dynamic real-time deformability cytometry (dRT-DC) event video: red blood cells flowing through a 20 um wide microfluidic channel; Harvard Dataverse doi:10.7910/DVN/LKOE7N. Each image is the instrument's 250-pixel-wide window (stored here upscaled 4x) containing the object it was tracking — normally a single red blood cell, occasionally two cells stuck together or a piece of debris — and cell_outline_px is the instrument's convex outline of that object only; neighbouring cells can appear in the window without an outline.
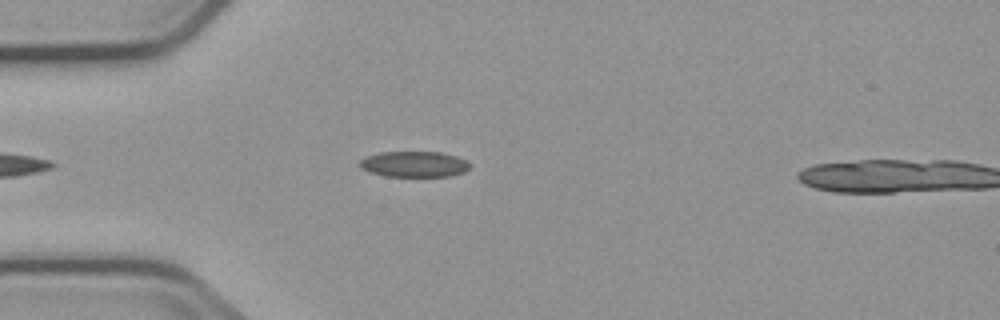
{"species": "common noctule bat (a hibernating species)", "species_latin": "Nyctalus noctula", "temperature_condition": "cold", "stored_images_in_passage": 3, "camera_frame_rate_fps": 3000, "um_per_image_px": 0.085, "animal": {"sex": "male", "body_mass_g": 23.1, "forearm_length_mm": 52.7}, "frame": {"image": 1, "passage_image": 2, "time_ms": 1.333, "image_size_px": [1000, 320], "cell_outline_px": [[468, 168], [464, 172], [452, 176], [384, 176], [360, 168], [360, 160], [368, 156], [380, 152], [440, 152], [456, 156], [464, 160], [468, 164]], "centroid_in_image_um": [35.19, 13.95], "position_along_channel_um": 49.8, "area_um2": 16.3}}